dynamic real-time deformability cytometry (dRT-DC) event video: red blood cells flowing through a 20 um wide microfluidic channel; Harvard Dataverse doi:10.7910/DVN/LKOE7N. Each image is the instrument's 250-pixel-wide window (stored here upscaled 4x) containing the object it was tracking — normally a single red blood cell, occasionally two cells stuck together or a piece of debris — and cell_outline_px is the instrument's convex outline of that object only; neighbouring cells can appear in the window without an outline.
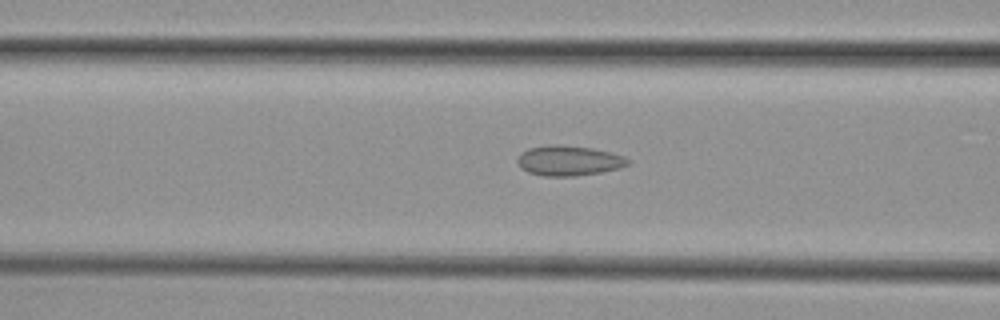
{"species": "common noctule bat (a hibernating species)", "species_latin": "Nyctalus noctula", "temperature_condition": "cold", "stored_images_in_passage": 41, "camera_frame_rate_fps": 3000, "um_per_image_px": 0.085, "animal": {"sex": "female", "body_mass_g": 29.2, "forearm_length_mm": 56.3}, "frame": {"image": 1, "passage_image": 19, "time_ms": 6.0, "image_size_px": [1000, 320], "cell_outline_px": [[628, 164], [620, 168], [600, 172], [576, 176], [544, 176], [528, 172], [520, 168], [516, 160], [520, 152], [528, 148], [548, 144], [560, 144], [592, 148], [624, 156], [628, 160]], "centroid_in_image_um": [48.28, 13.64], "position_along_channel_um": 118.3, "area_um2": 19.48}}
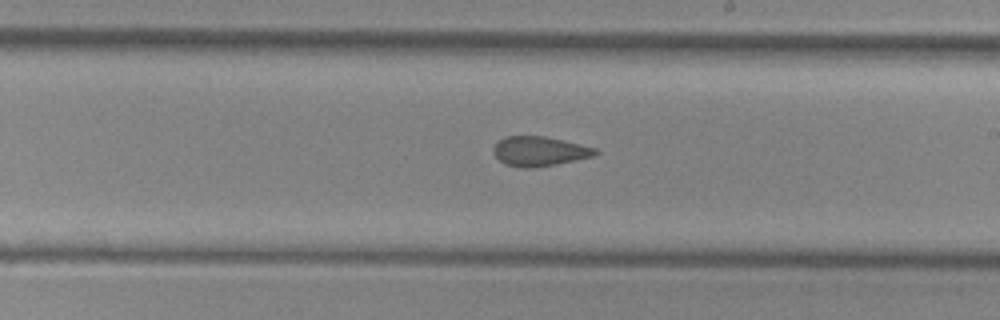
{"frame": {"image": 2, "passage_image": 29, "time_ms": 9.333, "image_size_px": [1000, 320], "cell_outline_px": [[600, 152], [592, 156], [556, 164], [532, 168], [524, 168], [504, 164], [492, 152], [492, 148], [504, 136], [544, 136], [596, 148]], "centroid_in_image_um": [45.82, 12.86], "position_along_channel_um": 243.2, "area_um2": 17.4}}
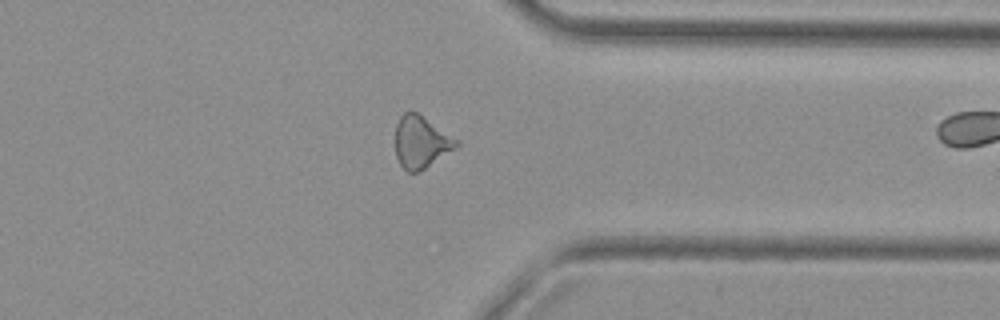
{"frame": {"image": 3, "passage_image": 40, "time_ms": 13.0, "image_size_px": [1000, 320], "cell_outline_px": [[460, 144], [424, 168], [416, 172], [408, 172], [400, 164], [396, 156], [396, 124], [400, 116], [404, 112], [416, 112], [460, 140]], "centroid_in_image_um": [35.78, 12.05], "position_along_channel_um": 375.6, "area_um2": 18.15}}